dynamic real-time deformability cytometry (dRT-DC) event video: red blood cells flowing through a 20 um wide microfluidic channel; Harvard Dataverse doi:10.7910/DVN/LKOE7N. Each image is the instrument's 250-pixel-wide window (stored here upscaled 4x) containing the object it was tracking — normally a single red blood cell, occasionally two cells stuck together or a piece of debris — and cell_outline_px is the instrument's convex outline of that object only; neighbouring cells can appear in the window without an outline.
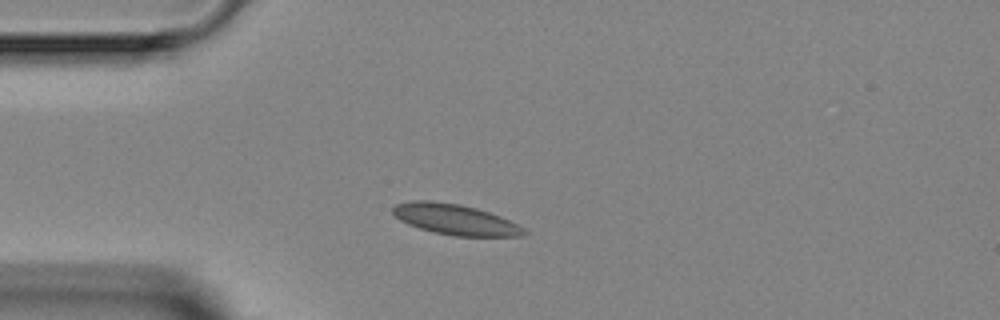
{"species": "Egyptian fruit bat (a non-hibernating species)", "species_latin": "Rousettus aegyptiacus", "temperature_condition": "room temperature", "stored_images_in_passage": 1, "camera_frame_rate_fps": 3000, "um_per_image_px": 0.085, "animal": {"sex": "female"}, "frame": {"image": 1, "passage_image": 1, "time_ms": 0.0, "image_size_px": [1000, 320], "cell_outline_px": [[528, 232], [520, 236], [456, 236], [432, 232], [408, 224], [400, 220], [392, 212], [392, 208], [396, 204], [412, 200], [428, 200], [460, 204], [476, 208], [500, 216], [524, 228]], "centroid_in_image_um": [38.66, 18.65], "position_along_channel_um": 46.3, "area_um2": 23.24}}